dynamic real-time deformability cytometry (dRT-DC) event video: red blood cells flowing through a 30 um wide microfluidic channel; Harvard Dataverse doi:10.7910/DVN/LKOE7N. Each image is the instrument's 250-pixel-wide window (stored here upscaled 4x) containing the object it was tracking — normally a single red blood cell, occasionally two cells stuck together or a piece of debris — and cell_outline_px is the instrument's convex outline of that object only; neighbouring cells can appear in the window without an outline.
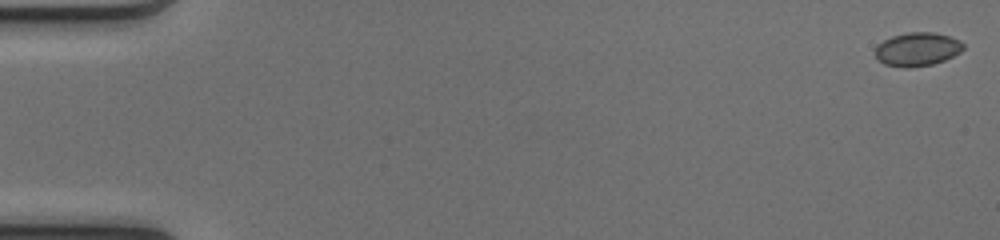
{"species": "common noctule bat (a hibernating species)", "species_latin": "Nyctalus noctula", "temperature_condition": "cold", "stored_images_in_passage": 51, "camera_frame_rate_fps": 3000, "um_per_image_px": 0.085, "animal": {"sex": "female", "body_mass_g": 17.0, "forearm_length_mm": 48.0}, "frame": {"image": 1, "passage_image": 1, "time_ms": 0.0, "image_size_px": [1000, 240], "cell_outline_px": [[964, 48], [960, 52], [944, 60], [932, 64], [884, 64], [876, 56], [876, 48], [884, 40], [892, 36], [908, 32], [932, 32], [948, 36], [960, 40], [964, 44]], "centroid_in_image_um": [78.03, 4.12], "position_along_channel_um": 7.0, "area_um2": 16.3}}
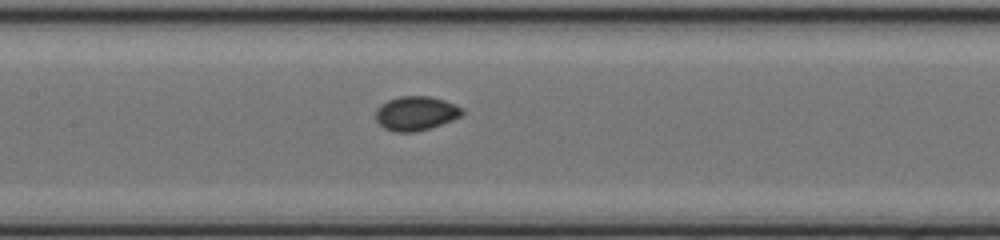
{"frame": {"image": 2, "passage_image": 25, "time_ms": 8.0, "image_size_px": [1000, 240], "cell_outline_px": [[464, 112], [460, 116], [452, 120], [416, 132], [396, 132], [384, 128], [376, 120], [376, 108], [380, 104], [388, 100], [400, 96], [432, 96], [444, 100], [460, 108]], "centroid_in_image_um": [35.3, 9.63], "position_along_channel_um": 172.1, "area_um2": 17.05}}
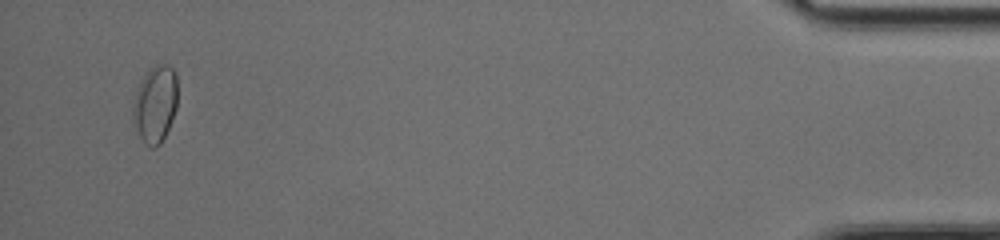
{"frame": {"image": 3, "passage_image": 49, "time_ms": 16.0, "image_size_px": [1000, 240], "cell_outline_px": [[176, 108], [172, 120], [160, 144], [156, 148], [152, 148], [144, 144], [132, 120], [132, 108], [136, 92], [144, 76], [156, 64], [168, 64], [176, 72]], "centroid_in_image_um": [13.19, 8.87], "position_along_channel_um": 422.0, "area_um2": 19.83}, "authors_computed_cell_mechanics": {"area_um2": 16.7042, "velocity_mm_per_s": 4.1255, "shape_relaxation_time_tau1_ms": null, "shape_relaxation_time_tau2_ms": 1.6361, "deformation_change_tau1": null, "deformation_change_tau2": 0.0295}}